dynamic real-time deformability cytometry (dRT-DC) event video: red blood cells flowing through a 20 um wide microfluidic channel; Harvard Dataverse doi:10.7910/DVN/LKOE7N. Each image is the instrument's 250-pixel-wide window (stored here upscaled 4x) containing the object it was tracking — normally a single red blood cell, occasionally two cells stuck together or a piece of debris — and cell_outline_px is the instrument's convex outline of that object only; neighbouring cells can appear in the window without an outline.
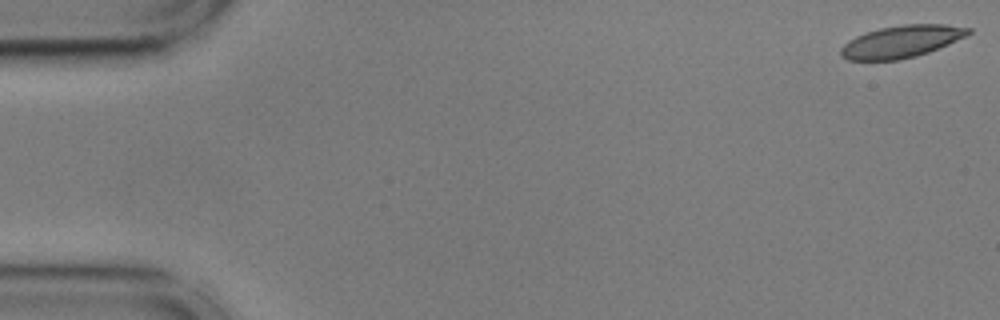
{"species": "common noctule bat (a hibernating species)", "species_latin": "Nyctalus noctula", "temperature_condition": "cold", "stored_images_in_passage": 55, "camera_frame_rate_fps": 3000, "um_per_image_px": 0.085, "animal": {"sex": "male", "body_mass_g": 17.9, "forearm_length_mm": 54.2}, "frame": {"image": 1, "passage_image": 1, "time_ms": 0.0, "image_size_px": [1000, 320], "cell_outline_px": [[972, 32], [948, 44], [928, 52], [916, 56], [896, 60], [848, 60], [840, 56], [840, 48], [848, 40], [864, 32], [880, 28], [904, 24], [944, 24], [972, 28]], "centroid_in_image_um": [76.58, 3.53], "position_along_channel_um": 8.4, "area_um2": 23.87}}
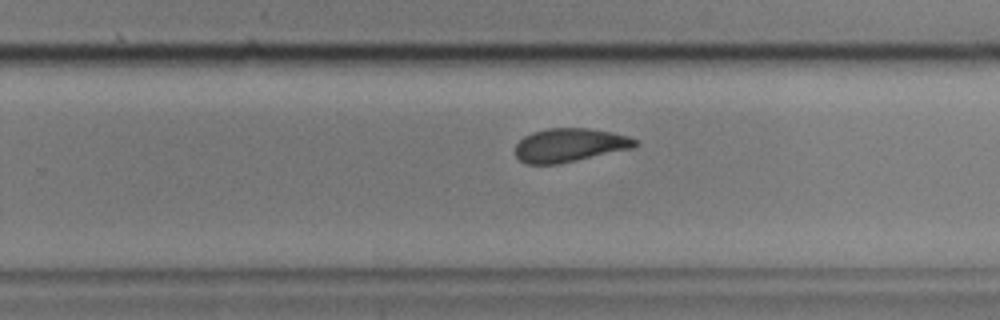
{"frame": {"image": 2, "passage_image": 35, "time_ms": 11.333, "image_size_px": [1000, 320], "cell_outline_px": [[640, 144], [632, 148], [560, 164], [524, 164], [516, 156], [516, 144], [524, 136], [532, 132], [548, 128], [588, 128], [612, 132], [628, 136], [636, 140]], "centroid_in_image_um": [48.41, 12.34], "position_along_channel_um": 281.4, "area_um2": 23.52}}
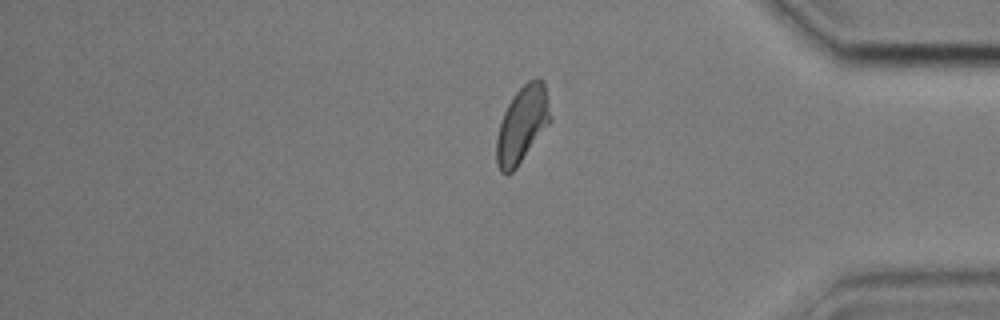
{"frame": {"image": 3, "passage_image": 46, "time_ms": 15.0, "image_size_px": [1000, 320], "cell_outline_px": [[552, 120], [516, 168], [508, 176], [504, 176], [500, 172], [496, 164], [496, 140], [500, 124], [504, 112], [512, 96], [528, 80], [540, 76], [544, 80], [552, 116]], "centroid_in_image_um": [44.39, 10.58], "position_along_channel_um": 390.8, "area_um2": 24.28}, "authors_computed_cell_mechanics": {"area_um2": 24.276, "velocity_mm_per_s": 3.5879, "shape_relaxation_time_tau1_ms": 8.1867, "shape_relaxation_time_tau2_ms": 1.7117, "deformation_change_tau1": 0.1808, "deformation_change_tau2": 0.0777}}